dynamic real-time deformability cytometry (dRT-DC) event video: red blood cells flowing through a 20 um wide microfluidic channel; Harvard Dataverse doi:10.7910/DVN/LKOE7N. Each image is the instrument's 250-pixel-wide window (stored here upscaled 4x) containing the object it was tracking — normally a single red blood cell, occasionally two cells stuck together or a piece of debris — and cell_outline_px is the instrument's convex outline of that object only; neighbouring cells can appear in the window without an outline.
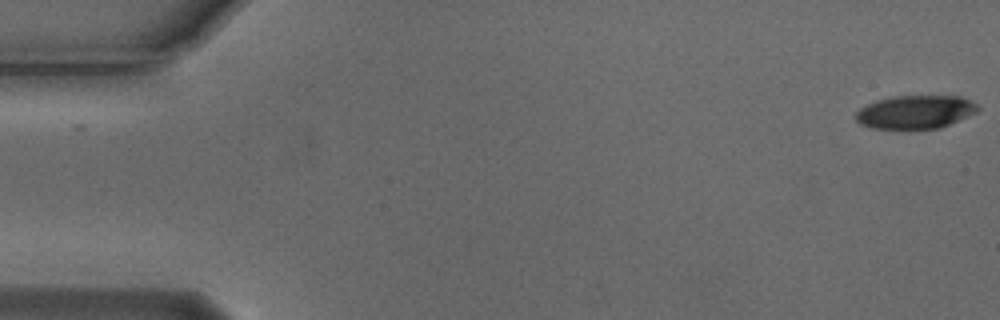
{"species": "Egyptian fruit bat (a non-hibernating species)", "species_latin": "Rousettus aegyptiacus", "temperature_condition": "cold", "stored_images_in_passage": 55, "camera_frame_rate_fps": 3000, "um_per_image_px": 0.085, "animal": {"sex": "male"}, "frame": {"image": 1, "passage_image": 1, "time_ms": 0.0, "image_size_px": [1000, 320], "cell_outline_px": [[980, 108], [976, 112], [940, 128], [908, 132], [872, 128], [860, 124], [856, 120], [856, 112], [860, 108], [876, 100], [892, 96], [960, 96], [976, 104]], "centroid_in_image_um": [77.75, 9.57], "position_along_channel_um": 7.2, "area_um2": 24.39}}
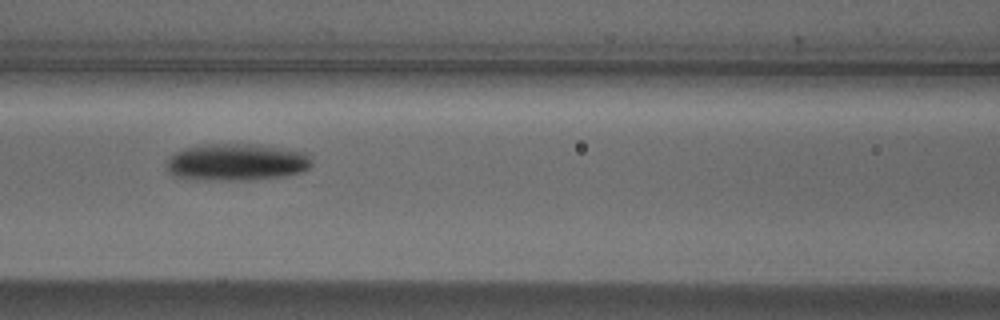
{"frame": {"image": 2, "passage_image": 24, "time_ms": 7.667, "image_size_px": [1000, 320], "cell_outline_px": [[312, 164], [308, 168], [300, 172], [284, 176], [252, 180], [196, 180], [172, 176], [168, 172], [168, 160], [176, 152], [184, 148], [204, 144], [264, 144], [308, 152], [312, 160]], "centroid_in_image_um": [20.15, 13.78], "position_along_channel_um": 146.5, "area_um2": 31.85}}
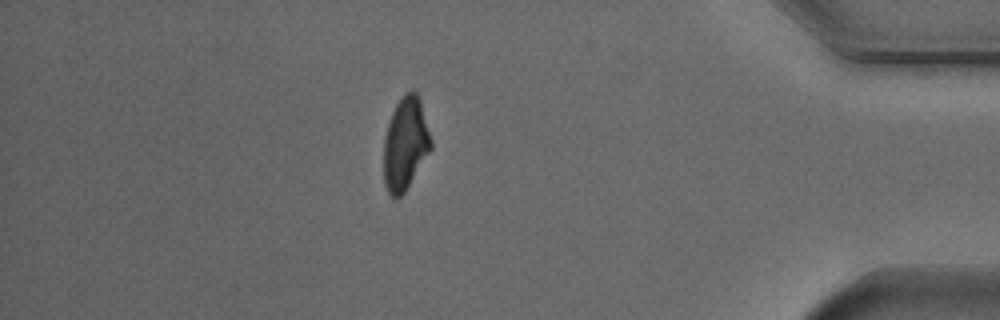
{"frame": {"image": 3, "passage_image": 48, "time_ms": 15.667, "image_size_px": [1000, 320], "cell_outline_px": [[432, 148], [404, 192], [400, 196], [392, 196], [388, 192], [384, 184], [384, 136], [392, 112], [396, 104], [404, 92], [412, 88], [416, 92], [420, 100], [432, 140]], "centroid_in_image_um": [34.46, 12.17], "position_along_channel_um": 400.7, "area_um2": 25.43}, "authors_computed_cell_mechanics": {"area_um2": 26.877, "velocity_mm_per_s": 3.7184, "shape_relaxation_time_tau1_ms": 3.6999, "shape_relaxation_time_tau2_ms": null, "deformation_change_tau1": 0.1514, "deformation_change_tau2": null}}